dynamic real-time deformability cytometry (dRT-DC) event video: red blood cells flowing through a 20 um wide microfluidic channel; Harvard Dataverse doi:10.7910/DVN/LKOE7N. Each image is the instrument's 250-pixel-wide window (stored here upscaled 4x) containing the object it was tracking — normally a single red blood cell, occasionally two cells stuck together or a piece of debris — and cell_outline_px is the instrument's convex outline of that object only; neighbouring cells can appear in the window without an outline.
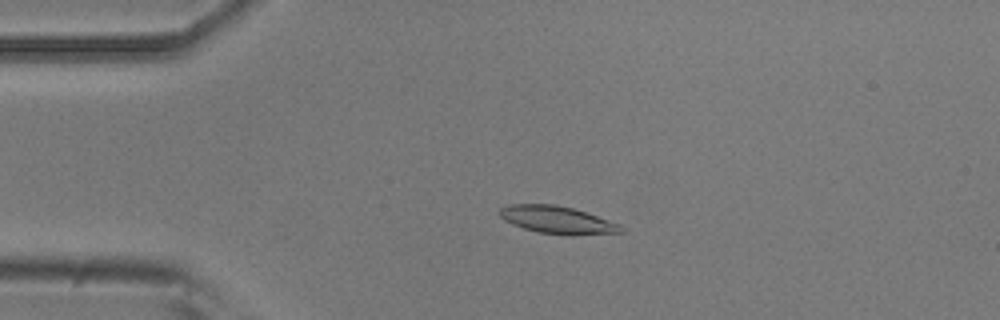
{"species": "common noctule bat (a hibernating species)", "species_latin": "Nyctalus noctula", "temperature_condition": "room temperature", "stored_images_in_passage": 52, "camera_frame_rate_fps": 3000, "um_per_image_px": 0.085, "animal": {"sex": "male", "body_mass_g": 20.5, "forearm_length_mm": 52.5}, "frame": {"image": 1, "passage_image": 12, "time_ms": 3.667, "image_size_px": [1000, 320], "cell_outline_px": [[624, 232], [572, 236], [568, 236], [540, 232], [524, 228], [512, 224], [504, 220], [496, 212], [500, 208], [508, 204], [552, 204], [572, 208], [620, 224], [624, 228]], "centroid_in_image_um": [47.35, 18.7], "position_along_channel_um": 37.7, "area_um2": 19.54}}
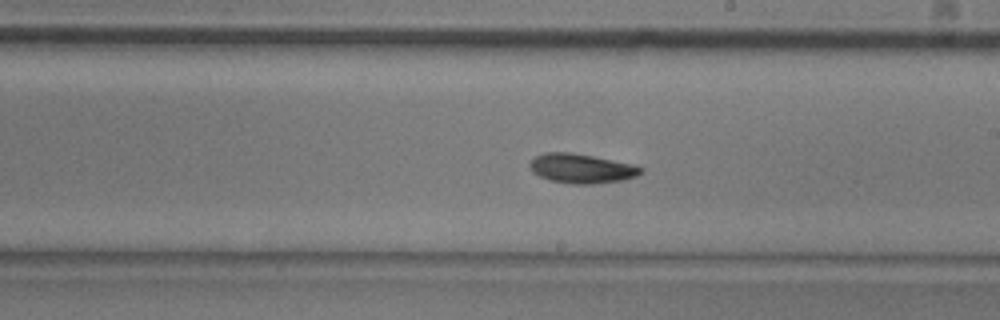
{"frame": {"image": 2, "passage_image": 30, "time_ms": 9.667, "image_size_px": [1000, 320], "cell_outline_px": [[644, 172], [636, 176], [624, 180], [592, 184], [572, 184], [548, 180], [532, 172], [528, 164], [536, 156], [544, 152], [568, 152], [592, 156], [632, 164], [644, 168]], "centroid_in_image_um": [49.42, 14.33], "position_along_channel_um": 239.6, "area_um2": 19.07}}
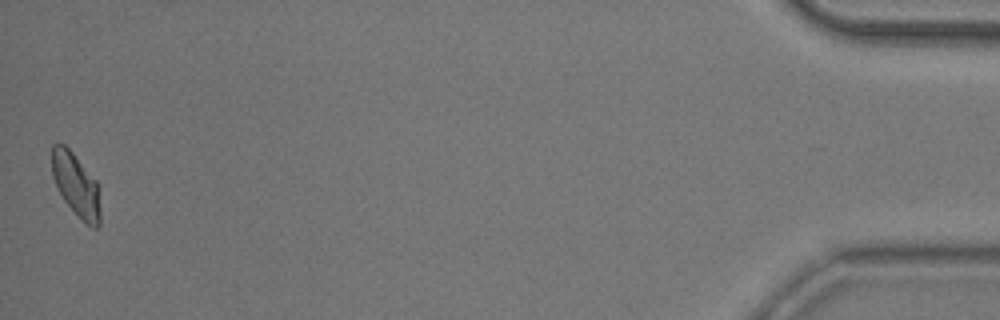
{"frame": {"image": 3, "passage_image": 52, "time_ms": 17.0, "image_size_px": [1000, 320], "cell_outline_px": [[100, 224], [96, 228], [92, 228], [64, 200], [52, 176], [52, 144], [64, 144], [72, 152], [96, 180], [100, 212]], "centroid_in_image_um": [6.45, 15.69], "position_along_channel_um": 428.7, "area_um2": 17.22}, "authors_computed_cell_mechanics": {"area_um2": 18.6694, "velocity_mm_per_s": 3.8768, "shape_relaxation_time_tau1_ms": 4.1848, "shape_relaxation_time_tau2_ms": null, "deformation_change_tau1": 0.1145, "deformation_change_tau2": null}}